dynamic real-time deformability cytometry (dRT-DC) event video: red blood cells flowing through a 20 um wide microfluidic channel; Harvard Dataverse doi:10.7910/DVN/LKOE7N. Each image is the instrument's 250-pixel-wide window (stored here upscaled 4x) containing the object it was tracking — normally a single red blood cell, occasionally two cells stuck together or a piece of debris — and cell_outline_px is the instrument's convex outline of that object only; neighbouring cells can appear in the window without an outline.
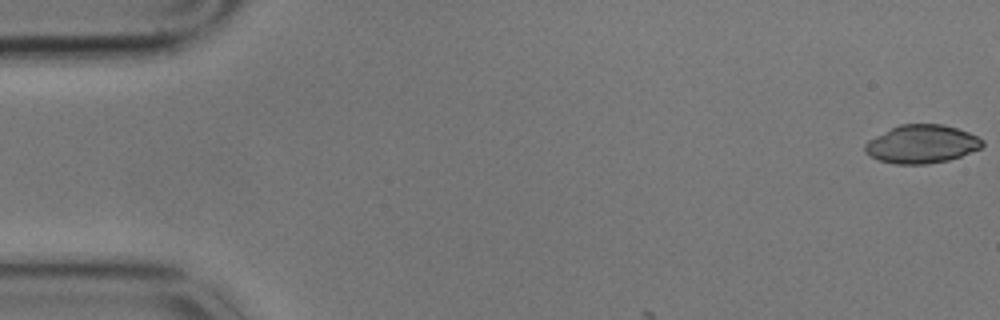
{"species": "common noctule bat (a hibernating species)", "species_latin": "Nyctalus noctula", "temperature_condition": "cold", "stored_images_in_passage": 8, "camera_frame_rate_fps": 3000, "um_per_image_px": 0.085, "animal": {"sex": "male", "body_mass_g": 17.9}, "frame": {"image": 1, "passage_image": 1, "time_ms": 0.0, "image_size_px": [1000, 320], "cell_outline_px": [[984, 144], [980, 148], [960, 156], [948, 160], [928, 164], [896, 164], [880, 160], [864, 152], [864, 144], [868, 140], [900, 124], [940, 124], [956, 128], [968, 132], [984, 140]], "centroid_in_image_um": [78.34, 12.25], "position_along_channel_um": 6.7, "area_um2": 25.95}}